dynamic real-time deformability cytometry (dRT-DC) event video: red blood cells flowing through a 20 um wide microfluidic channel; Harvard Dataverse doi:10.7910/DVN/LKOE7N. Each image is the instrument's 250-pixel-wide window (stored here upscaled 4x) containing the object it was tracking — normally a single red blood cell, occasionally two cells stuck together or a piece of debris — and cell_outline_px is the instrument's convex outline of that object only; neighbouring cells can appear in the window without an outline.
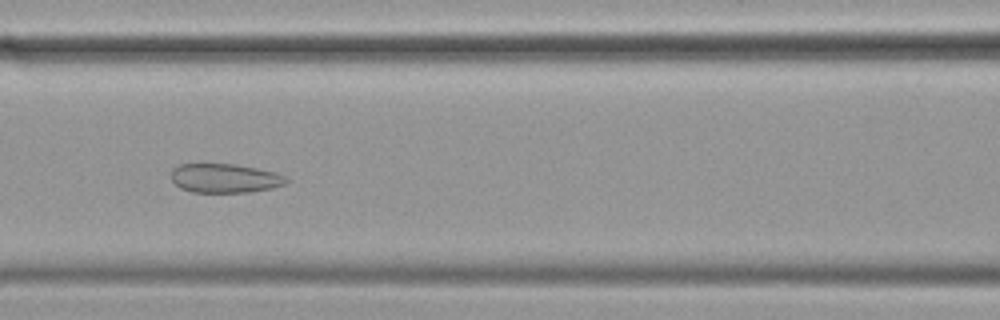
{"species": "common noctule bat (a hibernating species)", "species_latin": "Nyctalus noctula", "temperature_condition": "cold", "stored_images_in_passage": 55, "camera_frame_rate_fps": 3000, "um_per_image_px": 0.085, "animal": {"sex": "female", "body_mass_g": 19.9}, "frame": {"image": 1, "passage_image": 21, "time_ms": 6.667, "image_size_px": [1000, 320], "cell_outline_px": [[288, 180], [284, 184], [272, 188], [248, 192], [192, 192], [180, 188], [172, 180], [172, 168], [180, 164], [236, 164], [276, 172], [284, 176]], "centroid_in_image_um": [19.1, 15.14], "position_along_channel_um": 147.5, "area_um2": 19.42}}
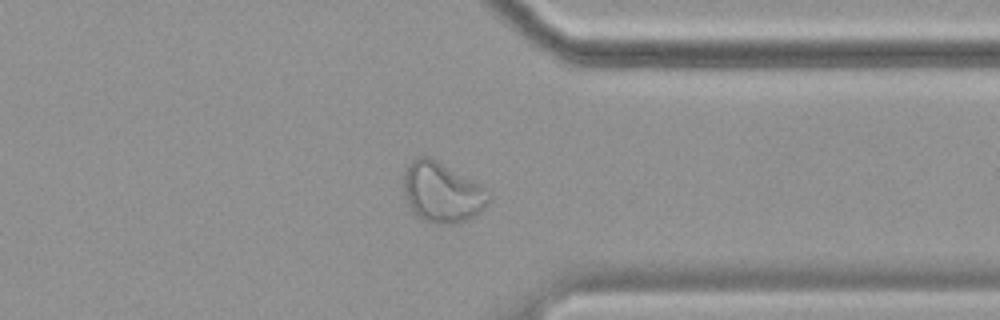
{"frame": {"image": 2, "passage_image": 41, "time_ms": 13.333, "image_size_px": [1000, 320], "cell_outline_px": [[492, 196], [484, 208], [480, 212], [468, 220], [456, 224], [436, 224], [424, 220], [408, 204], [404, 196], [404, 172], [408, 164], [412, 160], [420, 156], [428, 156], [436, 160], [488, 188], [492, 192]], "centroid_in_image_um": [37.62, 16.35], "position_along_channel_um": 373.8, "area_um2": 29.94}}
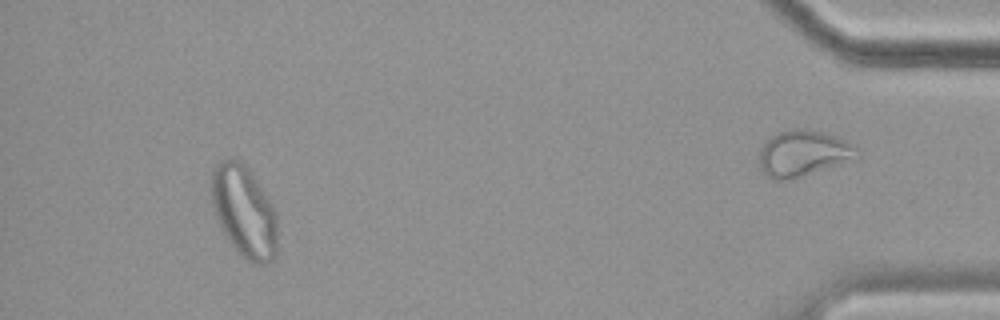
{"frame": {"image": 3, "passage_image": 50, "time_ms": 16.333, "image_size_px": [1000, 320], "cell_outline_px": [[276, 256], [272, 260], [264, 264], [256, 264], [248, 260], [228, 240], [220, 224], [212, 204], [212, 168], [220, 160], [236, 160], [244, 164], [248, 168], [276, 212]], "centroid_in_image_um": [20.75, 17.98], "position_along_channel_um": 414.5, "area_um2": 34.33}, "authors_computed_cell_mechanics": {"area_um2": 28.2064, "velocity_mm_per_s": 3.4489, "shape_relaxation_time_tau1_ms": null, "shape_relaxation_time_tau2_ms": 1.8073, "deformation_change_tau1": null, "deformation_change_tau2": 0.0731}}